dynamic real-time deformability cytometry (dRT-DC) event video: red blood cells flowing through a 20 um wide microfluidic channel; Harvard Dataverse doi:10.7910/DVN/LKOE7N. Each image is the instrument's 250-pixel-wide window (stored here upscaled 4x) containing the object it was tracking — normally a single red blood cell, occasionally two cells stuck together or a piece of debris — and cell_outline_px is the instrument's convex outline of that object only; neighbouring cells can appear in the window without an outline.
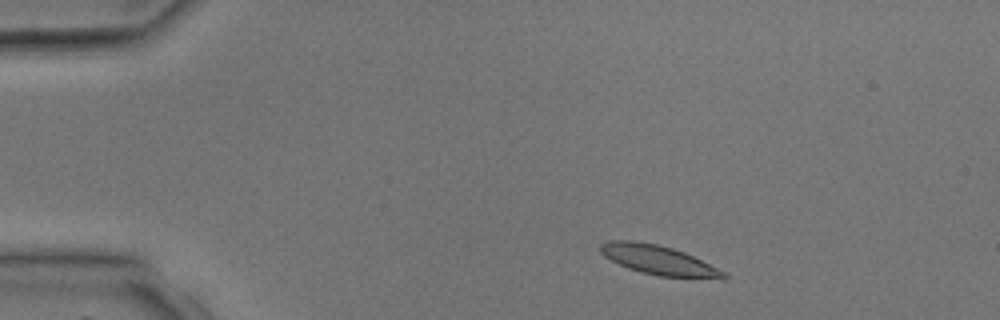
{"species": "common noctule bat (a hibernating species)", "species_latin": "Nyctalus noctula", "temperature_condition": "room temperature", "stored_images_in_passage": 3, "camera_frame_rate_fps": 3000, "um_per_image_px": 0.085, "animal": {"sex": "male", "body_mass_g": 17.9, "forearm_length_mm": 54.2}, "frame": {"image": 1, "passage_image": 1, "time_ms": 0.0, "image_size_px": [1000, 320], "cell_outline_px": [[728, 276], [724, 280], [660, 276], [628, 268], [604, 256], [600, 252], [600, 244], [612, 240], [632, 240], [656, 244], [672, 248], [684, 252], [728, 272]], "centroid_in_image_um": [56.07, 22.12], "position_along_channel_um": 28.9, "area_um2": 21.21}}